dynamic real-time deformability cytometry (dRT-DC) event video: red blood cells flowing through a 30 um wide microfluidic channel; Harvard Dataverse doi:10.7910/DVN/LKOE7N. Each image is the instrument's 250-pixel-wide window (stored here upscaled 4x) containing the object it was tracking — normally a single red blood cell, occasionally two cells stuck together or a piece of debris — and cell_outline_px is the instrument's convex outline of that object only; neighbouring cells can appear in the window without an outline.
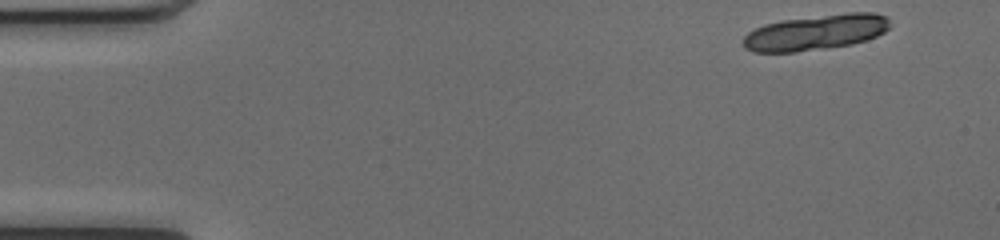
{"species": "common noctule bat (a hibernating species)", "species_latin": "Nyctalus noctula", "temperature_condition": "cold", "stored_images_in_passage": 15, "camera_frame_rate_fps": 3000, "um_per_image_px": 0.085, "animal": {"sex": "female", "body_mass_g": 17.0, "forearm_length_mm": 48.0}, "frame": {"image": 1, "passage_image": 1, "time_ms": 0.0, "image_size_px": [1000, 240], "cell_outline_px": [[888, 28], [884, 32], [876, 36], [852, 44], [796, 52], [752, 52], [744, 48], [744, 36], [748, 32], [764, 24], [780, 20], [848, 12], [872, 12], [888, 16]], "centroid_in_image_um": [69.32, 2.74], "position_along_channel_um": 15.7, "area_um2": 30.29}}